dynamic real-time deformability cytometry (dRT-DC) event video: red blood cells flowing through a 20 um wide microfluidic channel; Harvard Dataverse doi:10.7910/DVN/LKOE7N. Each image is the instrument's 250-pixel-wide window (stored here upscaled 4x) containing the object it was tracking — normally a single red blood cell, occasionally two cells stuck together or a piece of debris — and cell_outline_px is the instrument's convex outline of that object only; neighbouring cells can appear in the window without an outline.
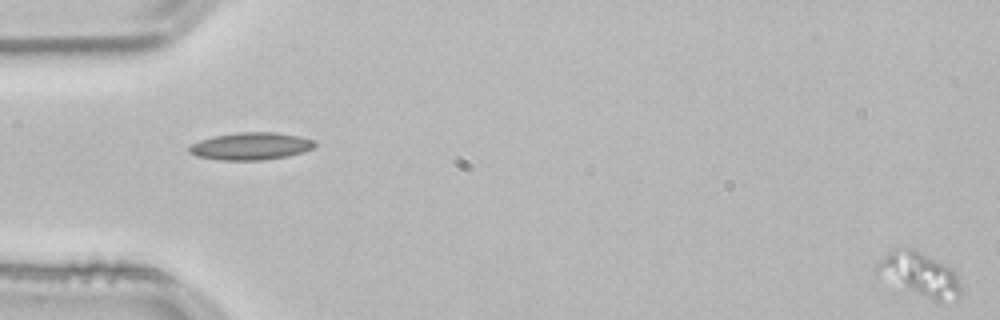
{"species": "common noctule bat (a hibernating species)", "species_latin": "Nyctalus noctula", "temperature_condition": "room temperature", "stored_images_in_passage": 17, "segment_of_instrument_passage": [2, 2], "camera_frame_rate_fps": 3000, "um_per_image_px": 0.085, "animal": {"sex": "male", "body_mass_g": 21.5, "forearm_length_mm": 52.0}, "frame": {"image": 1, "passage_image": 17, "time_ms": 5.333, "image_size_px": [1000, 320], "cell_outline_px": [[964, 292], [956, 300], [936, 304], [872, 284], [872, 268], [888, 252], [896, 248], [912, 248], [952, 268], [956, 272], [960, 280]], "centroid_in_image_um": [77.96, 23.49], "position_along_channel_um": 7.0, "area_um2": 24.91}}